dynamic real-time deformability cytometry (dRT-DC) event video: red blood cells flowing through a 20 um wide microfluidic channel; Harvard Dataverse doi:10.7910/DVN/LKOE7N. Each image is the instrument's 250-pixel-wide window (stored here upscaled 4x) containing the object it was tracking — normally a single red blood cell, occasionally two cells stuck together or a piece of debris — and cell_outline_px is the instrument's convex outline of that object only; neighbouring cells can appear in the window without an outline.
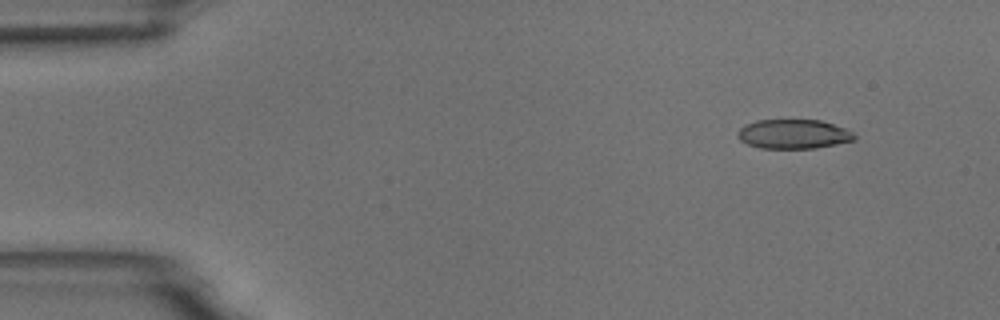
{"species": "common noctule bat (a hibernating species)", "species_latin": "Nyctalus noctula", "temperature_condition": "room temperature", "stored_images_in_passage": 5, "camera_frame_rate_fps": 3000, "um_per_image_px": 0.085, "animal": {"sex": "male", "body_mass_g": 18.8}, "frame": {"image": 1, "passage_image": 2, "time_ms": 1.0, "image_size_px": [1000, 320], "cell_outline_px": [[856, 140], [816, 148], [760, 148], [748, 144], [740, 140], [736, 136], [736, 132], [744, 124], [756, 120], [820, 120], [844, 128], [852, 132], [856, 136]], "centroid_in_image_um": [67.41, 11.39], "position_along_channel_um": 17.6, "area_um2": 20.0}}
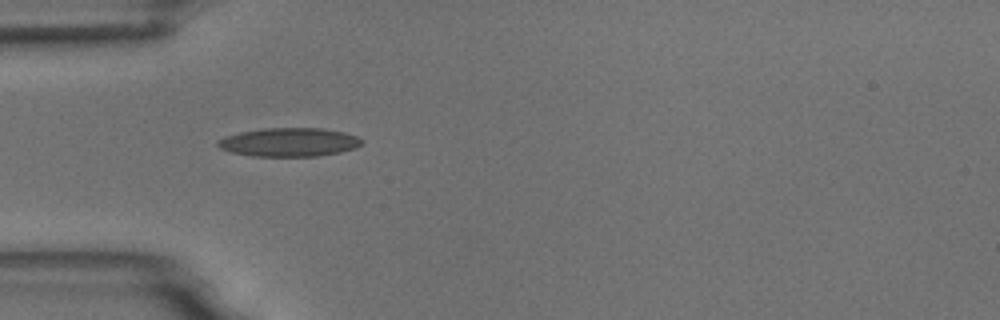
{"frame": {"image": 2, "passage_image": 5, "time_ms": 4.667, "image_size_px": [1000, 320], "cell_outline_px": [[364, 144], [356, 148], [340, 152], [316, 156], [252, 156], [232, 152], [220, 148], [216, 144], [216, 140], [224, 136], [240, 132], [264, 128], [324, 128], [344, 132], [356, 136], [364, 140]], "centroid_in_image_um": [24.59, 12.08], "position_along_channel_um": 60.4, "area_um2": 24.22}}